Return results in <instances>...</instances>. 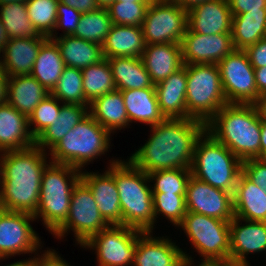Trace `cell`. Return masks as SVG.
<instances>
[{
	"instance_id": "6da1fadb",
	"label": "cell",
	"mask_w": 266,
	"mask_h": 266,
	"mask_svg": "<svg viewBox=\"0 0 266 266\" xmlns=\"http://www.w3.org/2000/svg\"><path fill=\"white\" fill-rule=\"evenodd\" d=\"M150 135L127 158L146 173L157 170H190L195 146L206 131V123L194 119H168L149 127Z\"/></svg>"
},
{
	"instance_id": "7a4b0ae2",
	"label": "cell",
	"mask_w": 266,
	"mask_h": 266,
	"mask_svg": "<svg viewBox=\"0 0 266 266\" xmlns=\"http://www.w3.org/2000/svg\"><path fill=\"white\" fill-rule=\"evenodd\" d=\"M50 162L49 154L36 145L0 153V209L34 214L42 173Z\"/></svg>"
},
{
	"instance_id": "3957f363",
	"label": "cell",
	"mask_w": 266,
	"mask_h": 266,
	"mask_svg": "<svg viewBox=\"0 0 266 266\" xmlns=\"http://www.w3.org/2000/svg\"><path fill=\"white\" fill-rule=\"evenodd\" d=\"M261 123L253 104H226L206 123V132L241 161L260 159Z\"/></svg>"
},
{
	"instance_id": "277c9868",
	"label": "cell",
	"mask_w": 266,
	"mask_h": 266,
	"mask_svg": "<svg viewBox=\"0 0 266 266\" xmlns=\"http://www.w3.org/2000/svg\"><path fill=\"white\" fill-rule=\"evenodd\" d=\"M119 158L113 163V178L120 198L122 226L141 232H156L153 193L148 174L128 159Z\"/></svg>"
},
{
	"instance_id": "5b68a950",
	"label": "cell",
	"mask_w": 266,
	"mask_h": 266,
	"mask_svg": "<svg viewBox=\"0 0 266 266\" xmlns=\"http://www.w3.org/2000/svg\"><path fill=\"white\" fill-rule=\"evenodd\" d=\"M112 136L88 113L48 152L49 158L53 163L84 170L102 156L107 157Z\"/></svg>"
},
{
	"instance_id": "8992f818",
	"label": "cell",
	"mask_w": 266,
	"mask_h": 266,
	"mask_svg": "<svg viewBox=\"0 0 266 266\" xmlns=\"http://www.w3.org/2000/svg\"><path fill=\"white\" fill-rule=\"evenodd\" d=\"M80 179L81 170L73 166L50 162L45 167L38 207L33 215L49 234L52 235L68 218L73 187Z\"/></svg>"
},
{
	"instance_id": "52a82bcc",
	"label": "cell",
	"mask_w": 266,
	"mask_h": 266,
	"mask_svg": "<svg viewBox=\"0 0 266 266\" xmlns=\"http://www.w3.org/2000/svg\"><path fill=\"white\" fill-rule=\"evenodd\" d=\"M190 170L196 179L233 194L242 161L205 131L196 143Z\"/></svg>"
},
{
	"instance_id": "ba28073f",
	"label": "cell",
	"mask_w": 266,
	"mask_h": 266,
	"mask_svg": "<svg viewBox=\"0 0 266 266\" xmlns=\"http://www.w3.org/2000/svg\"><path fill=\"white\" fill-rule=\"evenodd\" d=\"M230 222L209 217L194 212H186L182 222L176 227L187 237L193 247L190 254L188 249H182L183 256L200 260H215L230 263ZM195 249V250H194ZM186 250V251H185Z\"/></svg>"
},
{
	"instance_id": "9c48e42d",
	"label": "cell",
	"mask_w": 266,
	"mask_h": 266,
	"mask_svg": "<svg viewBox=\"0 0 266 266\" xmlns=\"http://www.w3.org/2000/svg\"><path fill=\"white\" fill-rule=\"evenodd\" d=\"M186 117L207 123L228 104L218 64L186 65Z\"/></svg>"
},
{
	"instance_id": "30bf717a",
	"label": "cell",
	"mask_w": 266,
	"mask_h": 266,
	"mask_svg": "<svg viewBox=\"0 0 266 266\" xmlns=\"http://www.w3.org/2000/svg\"><path fill=\"white\" fill-rule=\"evenodd\" d=\"M109 226L100 214L90 188L80 179L73 187L68 218L52 236L59 241H66L65 238L73 232L74 245L80 248L92 236Z\"/></svg>"
},
{
	"instance_id": "8fae6325",
	"label": "cell",
	"mask_w": 266,
	"mask_h": 266,
	"mask_svg": "<svg viewBox=\"0 0 266 266\" xmlns=\"http://www.w3.org/2000/svg\"><path fill=\"white\" fill-rule=\"evenodd\" d=\"M34 221L33 214L0 209V259L39 255L47 249L32 225Z\"/></svg>"
},
{
	"instance_id": "7c38bea8",
	"label": "cell",
	"mask_w": 266,
	"mask_h": 266,
	"mask_svg": "<svg viewBox=\"0 0 266 266\" xmlns=\"http://www.w3.org/2000/svg\"><path fill=\"white\" fill-rule=\"evenodd\" d=\"M141 27L146 45L180 44L188 27L187 10L171 0H152Z\"/></svg>"
},
{
	"instance_id": "4fadbf2b",
	"label": "cell",
	"mask_w": 266,
	"mask_h": 266,
	"mask_svg": "<svg viewBox=\"0 0 266 266\" xmlns=\"http://www.w3.org/2000/svg\"><path fill=\"white\" fill-rule=\"evenodd\" d=\"M140 233L134 228L110 225L92 236L80 248L92 250L98 266H133Z\"/></svg>"
},
{
	"instance_id": "5bb4252c",
	"label": "cell",
	"mask_w": 266,
	"mask_h": 266,
	"mask_svg": "<svg viewBox=\"0 0 266 266\" xmlns=\"http://www.w3.org/2000/svg\"><path fill=\"white\" fill-rule=\"evenodd\" d=\"M221 82L228 104H253L259 96L254 68L244 50H234L219 63Z\"/></svg>"
},
{
	"instance_id": "9a60e30c",
	"label": "cell",
	"mask_w": 266,
	"mask_h": 266,
	"mask_svg": "<svg viewBox=\"0 0 266 266\" xmlns=\"http://www.w3.org/2000/svg\"><path fill=\"white\" fill-rule=\"evenodd\" d=\"M187 212L206 215L224 221H231L234 215L233 194L215 188L190 176L185 194Z\"/></svg>"
},
{
	"instance_id": "2e32d148",
	"label": "cell",
	"mask_w": 266,
	"mask_h": 266,
	"mask_svg": "<svg viewBox=\"0 0 266 266\" xmlns=\"http://www.w3.org/2000/svg\"><path fill=\"white\" fill-rule=\"evenodd\" d=\"M229 229L231 266H251L249 255L264 253L266 256V222L234 217Z\"/></svg>"
},
{
	"instance_id": "e0dca14e",
	"label": "cell",
	"mask_w": 266,
	"mask_h": 266,
	"mask_svg": "<svg viewBox=\"0 0 266 266\" xmlns=\"http://www.w3.org/2000/svg\"><path fill=\"white\" fill-rule=\"evenodd\" d=\"M107 168L101 171L81 170V180L90 188L100 214L109 225H122V210L116 183L113 178V163L119 158H110Z\"/></svg>"
},
{
	"instance_id": "ac0fdd59",
	"label": "cell",
	"mask_w": 266,
	"mask_h": 266,
	"mask_svg": "<svg viewBox=\"0 0 266 266\" xmlns=\"http://www.w3.org/2000/svg\"><path fill=\"white\" fill-rule=\"evenodd\" d=\"M180 44L186 65L218 64L235 50L231 34L204 35L188 27Z\"/></svg>"
},
{
	"instance_id": "d6986e66",
	"label": "cell",
	"mask_w": 266,
	"mask_h": 266,
	"mask_svg": "<svg viewBox=\"0 0 266 266\" xmlns=\"http://www.w3.org/2000/svg\"><path fill=\"white\" fill-rule=\"evenodd\" d=\"M153 234L155 232L138 235L133 266H179L184 257L181 245L170 235Z\"/></svg>"
},
{
	"instance_id": "ffe728a7",
	"label": "cell",
	"mask_w": 266,
	"mask_h": 266,
	"mask_svg": "<svg viewBox=\"0 0 266 266\" xmlns=\"http://www.w3.org/2000/svg\"><path fill=\"white\" fill-rule=\"evenodd\" d=\"M188 28L204 35L231 34L232 14L227 0H209L187 10Z\"/></svg>"
},
{
	"instance_id": "44dd1931",
	"label": "cell",
	"mask_w": 266,
	"mask_h": 266,
	"mask_svg": "<svg viewBox=\"0 0 266 266\" xmlns=\"http://www.w3.org/2000/svg\"><path fill=\"white\" fill-rule=\"evenodd\" d=\"M47 38L40 35L33 38L9 39L0 55V65L8 77L30 75L38 51Z\"/></svg>"
},
{
	"instance_id": "7402d4cb",
	"label": "cell",
	"mask_w": 266,
	"mask_h": 266,
	"mask_svg": "<svg viewBox=\"0 0 266 266\" xmlns=\"http://www.w3.org/2000/svg\"><path fill=\"white\" fill-rule=\"evenodd\" d=\"M34 145L28 118L8 102L0 104V153L24 150Z\"/></svg>"
},
{
	"instance_id": "603a6c76",
	"label": "cell",
	"mask_w": 266,
	"mask_h": 266,
	"mask_svg": "<svg viewBox=\"0 0 266 266\" xmlns=\"http://www.w3.org/2000/svg\"><path fill=\"white\" fill-rule=\"evenodd\" d=\"M159 109L168 119H186V64L155 86Z\"/></svg>"
},
{
	"instance_id": "cb8c5ba5",
	"label": "cell",
	"mask_w": 266,
	"mask_h": 266,
	"mask_svg": "<svg viewBox=\"0 0 266 266\" xmlns=\"http://www.w3.org/2000/svg\"><path fill=\"white\" fill-rule=\"evenodd\" d=\"M141 60L154 85L184 66L181 44L146 45Z\"/></svg>"
},
{
	"instance_id": "d4e9b609",
	"label": "cell",
	"mask_w": 266,
	"mask_h": 266,
	"mask_svg": "<svg viewBox=\"0 0 266 266\" xmlns=\"http://www.w3.org/2000/svg\"><path fill=\"white\" fill-rule=\"evenodd\" d=\"M233 207L235 217L266 222V192L242 172L239 174L233 193Z\"/></svg>"
},
{
	"instance_id": "484cf974",
	"label": "cell",
	"mask_w": 266,
	"mask_h": 266,
	"mask_svg": "<svg viewBox=\"0 0 266 266\" xmlns=\"http://www.w3.org/2000/svg\"><path fill=\"white\" fill-rule=\"evenodd\" d=\"M146 47L142 27L112 24L102 45L104 58H141Z\"/></svg>"
},
{
	"instance_id": "4316f807",
	"label": "cell",
	"mask_w": 266,
	"mask_h": 266,
	"mask_svg": "<svg viewBox=\"0 0 266 266\" xmlns=\"http://www.w3.org/2000/svg\"><path fill=\"white\" fill-rule=\"evenodd\" d=\"M129 124H144L148 127L161 123L165 117L162 115L155 88L121 90Z\"/></svg>"
},
{
	"instance_id": "83f0119b",
	"label": "cell",
	"mask_w": 266,
	"mask_h": 266,
	"mask_svg": "<svg viewBox=\"0 0 266 266\" xmlns=\"http://www.w3.org/2000/svg\"><path fill=\"white\" fill-rule=\"evenodd\" d=\"M88 113L112 135L126 128H132L120 90L106 93L94 99L89 104Z\"/></svg>"
},
{
	"instance_id": "f1b7e54d",
	"label": "cell",
	"mask_w": 266,
	"mask_h": 266,
	"mask_svg": "<svg viewBox=\"0 0 266 266\" xmlns=\"http://www.w3.org/2000/svg\"><path fill=\"white\" fill-rule=\"evenodd\" d=\"M50 92L31 75L10 76L7 102L27 118Z\"/></svg>"
},
{
	"instance_id": "f546056e",
	"label": "cell",
	"mask_w": 266,
	"mask_h": 266,
	"mask_svg": "<svg viewBox=\"0 0 266 266\" xmlns=\"http://www.w3.org/2000/svg\"><path fill=\"white\" fill-rule=\"evenodd\" d=\"M60 50L65 66L84 69L104 59L102 46L73 35L51 38Z\"/></svg>"
},
{
	"instance_id": "4dcf8cb0",
	"label": "cell",
	"mask_w": 266,
	"mask_h": 266,
	"mask_svg": "<svg viewBox=\"0 0 266 266\" xmlns=\"http://www.w3.org/2000/svg\"><path fill=\"white\" fill-rule=\"evenodd\" d=\"M65 67L57 43L48 37L38 51L30 75L51 92Z\"/></svg>"
},
{
	"instance_id": "1f68e13d",
	"label": "cell",
	"mask_w": 266,
	"mask_h": 266,
	"mask_svg": "<svg viewBox=\"0 0 266 266\" xmlns=\"http://www.w3.org/2000/svg\"><path fill=\"white\" fill-rule=\"evenodd\" d=\"M116 90L155 88L141 58L113 57L107 59Z\"/></svg>"
},
{
	"instance_id": "d6a6232c",
	"label": "cell",
	"mask_w": 266,
	"mask_h": 266,
	"mask_svg": "<svg viewBox=\"0 0 266 266\" xmlns=\"http://www.w3.org/2000/svg\"><path fill=\"white\" fill-rule=\"evenodd\" d=\"M87 114V106L63 104L59 118L35 139V145L48 153Z\"/></svg>"
},
{
	"instance_id": "836d02e7",
	"label": "cell",
	"mask_w": 266,
	"mask_h": 266,
	"mask_svg": "<svg viewBox=\"0 0 266 266\" xmlns=\"http://www.w3.org/2000/svg\"><path fill=\"white\" fill-rule=\"evenodd\" d=\"M231 36L235 50H245L266 37V11L232 15Z\"/></svg>"
},
{
	"instance_id": "e575fe53",
	"label": "cell",
	"mask_w": 266,
	"mask_h": 266,
	"mask_svg": "<svg viewBox=\"0 0 266 266\" xmlns=\"http://www.w3.org/2000/svg\"><path fill=\"white\" fill-rule=\"evenodd\" d=\"M85 100L90 104L97 97L116 90L111 66L106 58L82 69Z\"/></svg>"
},
{
	"instance_id": "d590c367",
	"label": "cell",
	"mask_w": 266,
	"mask_h": 266,
	"mask_svg": "<svg viewBox=\"0 0 266 266\" xmlns=\"http://www.w3.org/2000/svg\"><path fill=\"white\" fill-rule=\"evenodd\" d=\"M0 19L9 39L40 36L27 15L26 4L15 2L0 5Z\"/></svg>"
},
{
	"instance_id": "8d00e7d4",
	"label": "cell",
	"mask_w": 266,
	"mask_h": 266,
	"mask_svg": "<svg viewBox=\"0 0 266 266\" xmlns=\"http://www.w3.org/2000/svg\"><path fill=\"white\" fill-rule=\"evenodd\" d=\"M112 21L107 8L82 13L74 37L103 45Z\"/></svg>"
},
{
	"instance_id": "74e56055",
	"label": "cell",
	"mask_w": 266,
	"mask_h": 266,
	"mask_svg": "<svg viewBox=\"0 0 266 266\" xmlns=\"http://www.w3.org/2000/svg\"><path fill=\"white\" fill-rule=\"evenodd\" d=\"M50 94L63 104H79L89 108L83 91L81 69L66 66Z\"/></svg>"
},
{
	"instance_id": "f35d334b",
	"label": "cell",
	"mask_w": 266,
	"mask_h": 266,
	"mask_svg": "<svg viewBox=\"0 0 266 266\" xmlns=\"http://www.w3.org/2000/svg\"><path fill=\"white\" fill-rule=\"evenodd\" d=\"M152 193L186 194L191 170L168 169L147 173Z\"/></svg>"
},
{
	"instance_id": "ab89813d",
	"label": "cell",
	"mask_w": 266,
	"mask_h": 266,
	"mask_svg": "<svg viewBox=\"0 0 266 266\" xmlns=\"http://www.w3.org/2000/svg\"><path fill=\"white\" fill-rule=\"evenodd\" d=\"M58 0H29L26 3L27 15L40 35L50 37L57 21Z\"/></svg>"
},
{
	"instance_id": "60d3db41",
	"label": "cell",
	"mask_w": 266,
	"mask_h": 266,
	"mask_svg": "<svg viewBox=\"0 0 266 266\" xmlns=\"http://www.w3.org/2000/svg\"><path fill=\"white\" fill-rule=\"evenodd\" d=\"M153 211L155 226L159 222V219L164 217L176 229L187 212L185 194L153 193ZM159 216L162 217L160 218Z\"/></svg>"
},
{
	"instance_id": "b9f144b4",
	"label": "cell",
	"mask_w": 266,
	"mask_h": 266,
	"mask_svg": "<svg viewBox=\"0 0 266 266\" xmlns=\"http://www.w3.org/2000/svg\"><path fill=\"white\" fill-rule=\"evenodd\" d=\"M61 103L56 97L49 94L34 109L28 118V127L31 136L36 139L53 122L59 118Z\"/></svg>"
},
{
	"instance_id": "7bdbcfd3",
	"label": "cell",
	"mask_w": 266,
	"mask_h": 266,
	"mask_svg": "<svg viewBox=\"0 0 266 266\" xmlns=\"http://www.w3.org/2000/svg\"><path fill=\"white\" fill-rule=\"evenodd\" d=\"M150 2H113L107 9L116 25L141 27Z\"/></svg>"
},
{
	"instance_id": "ee69618b",
	"label": "cell",
	"mask_w": 266,
	"mask_h": 266,
	"mask_svg": "<svg viewBox=\"0 0 266 266\" xmlns=\"http://www.w3.org/2000/svg\"><path fill=\"white\" fill-rule=\"evenodd\" d=\"M81 15L82 13L74 8L58 3L56 25L53 34L49 38L73 35L77 29ZM59 31L62 33H59Z\"/></svg>"
},
{
	"instance_id": "f6af8a7d",
	"label": "cell",
	"mask_w": 266,
	"mask_h": 266,
	"mask_svg": "<svg viewBox=\"0 0 266 266\" xmlns=\"http://www.w3.org/2000/svg\"><path fill=\"white\" fill-rule=\"evenodd\" d=\"M242 173L266 192V159L252 158L242 161Z\"/></svg>"
},
{
	"instance_id": "bcb514c9",
	"label": "cell",
	"mask_w": 266,
	"mask_h": 266,
	"mask_svg": "<svg viewBox=\"0 0 266 266\" xmlns=\"http://www.w3.org/2000/svg\"><path fill=\"white\" fill-rule=\"evenodd\" d=\"M232 15L250 11H266V0H227Z\"/></svg>"
},
{
	"instance_id": "7dc6e473",
	"label": "cell",
	"mask_w": 266,
	"mask_h": 266,
	"mask_svg": "<svg viewBox=\"0 0 266 266\" xmlns=\"http://www.w3.org/2000/svg\"><path fill=\"white\" fill-rule=\"evenodd\" d=\"M254 69L266 66V37L244 50Z\"/></svg>"
},
{
	"instance_id": "c3c4849f",
	"label": "cell",
	"mask_w": 266,
	"mask_h": 266,
	"mask_svg": "<svg viewBox=\"0 0 266 266\" xmlns=\"http://www.w3.org/2000/svg\"><path fill=\"white\" fill-rule=\"evenodd\" d=\"M58 253L55 248H48L44 252L39 254V262L37 266H73L70 265L63 257Z\"/></svg>"
},
{
	"instance_id": "681fc988",
	"label": "cell",
	"mask_w": 266,
	"mask_h": 266,
	"mask_svg": "<svg viewBox=\"0 0 266 266\" xmlns=\"http://www.w3.org/2000/svg\"><path fill=\"white\" fill-rule=\"evenodd\" d=\"M58 2L68 5L81 13L91 12L100 8L96 0H58Z\"/></svg>"
},
{
	"instance_id": "f907efd6",
	"label": "cell",
	"mask_w": 266,
	"mask_h": 266,
	"mask_svg": "<svg viewBox=\"0 0 266 266\" xmlns=\"http://www.w3.org/2000/svg\"><path fill=\"white\" fill-rule=\"evenodd\" d=\"M194 260L193 258L183 257L179 266H231L230 263L215 260ZM201 261V262H200Z\"/></svg>"
},
{
	"instance_id": "816d5d0a",
	"label": "cell",
	"mask_w": 266,
	"mask_h": 266,
	"mask_svg": "<svg viewBox=\"0 0 266 266\" xmlns=\"http://www.w3.org/2000/svg\"><path fill=\"white\" fill-rule=\"evenodd\" d=\"M254 73L259 95L266 93V66L254 69Z\"/></svg>"
},
{
	"instance_id": "f5cc1de1",
	"label": "cell",
	"mask_w": 266,
	"mask_h": 266,
	"mask_svg": "<svg viewBox=\"0 0 266 266\" xmlns=\"http://www.w3.org/2000/svg\"><path fill=\"white\" fill-rule=\"evenodd\" d=\"M9 77L0 65V104L7 102Z\"/></svg>"
},
{
	"instance_id": "db71d44e",
	"label": "cell",
	"mask_w": 266,
	"mask_h": 266,
	"mask_svg": "<svg viewBox=\"0 0 266 266\" xmlns=\"http://www.w3.org/2000/svg\"><path fill=\"white\" fill-rule=\"evenodd\" d=\"M261 122H266V93L260 94L253 103Z\"/></svg>"
},
{
	"instance_id": "11a10c76",
	"label": "cell",
	"mask_w": 266,
	"mask_h": 266,
	"mask_svg": "<svg viewBox=\"0 0 266 266\" xmlns=\"http://www.w3.org/2000/svg\"><path fill=\"white\" fill-rule=\"evenodd\" d=\"M39 262V255H30V257L27 256V258L25 259H21L18 261L14 262H8V264L6 265H0V266H37Z\"/></svg>"
},
{
	"instance_id": "9f6ffc18",
	"label": "cell",
	"mask_w": 266,
	"mask_h": 266,
	"mask_svg": "<svg viewBox=\"0 0 266 266\" xmlns=\"http://www.w3.org/2000/svg\"><path fill=\"white\" fill-rule=\"evenodd\" d=\"M260 159H266V122L261 123Z\"/></svg>"
},
{
	"instance_id": "6f0895ef",
	"label": "cell",
	"mask_w": 266,
	"mask_h": 266,
	"mask_svg": "<svg viewBox=\"0 0 266 266\" xmlns=\"http://www.w3.org/2000/svg\"><path fill=\"white\" fill-rule=\"evenodd\" d=\"M8 42H9V37H8L6 29H5V27L2 24V21L0 19V55L4 51V48Z\"/></svg>"
},
{
	"instance_id": "680465c9",
	"label": "cell",
	"mask_w": 266,
	"mask_h": 266,
	"mask_svg": "<svg viewBox=\"0 0 266 266\" xmlns=\"http://www.w3.org/2000/svg\"><path fill=\"white\" fill-rule=\"evenodd\" d=\"M171 1L177 3L182 8H185L186 10H189L194 5L202 3L204 1H209V0H171Z\"/></svg>"
},
{
	"instance_id": "91938a15",
	"label": "cell",
	"mask_w": 266,
	"mask_h": 266,
	"mask_svg": "<svg viewBox=\"0 0 266 266\" xmlns=\"http://www.w3.org/2000/svg\"><path fill=\"white\" fill-rule=\"evenodd\" d=\"M100 8H108L114 0H96Z\"/></svg>"
},
{
	"instance_id": "94428289",
	"label": "cell",
	"mask_w": 266,
	"mask_h": 266,
	"mask_svg": "<svg viewBox=\"0 0 266 266\" xmlns=\"http://www.w3.org/2000/svg\"><path fill=\"white\" fill-rule=\"evenodd\" d=\"M29 0H0V5L7 4V3H23L26 4Z\"/></svg>"
},
{
	"instance_id": "6125c7cd",
	"label": "cell",
	"mask_w": 266,
	"mask_h": 266,
	"mask_svg": "<svg viewBox=\"0 0 266 266\" xmlns=\"http://www.w3.org/2000/svg\"><path fill=\"white\" fill-rule=\"evenodd\" d=\"M152 0H114V2H151Z\"/></svg>"
},
{
	"instance_id": "be15d7a7",
	"label": "cell",
	"mask_w": 266,
	"mask_h": 266,
	"mask_svg": "<svg viewBox=\"0 0 266 266\" xmlns=\"http://www.w3.org/2000/svg\"><path fill=\"white\" fill-rule=\"evenodd\" d=\"M7 259L9 260V259H11V258H1V259H0V263H2L3 261H4V262L7 261Z\"/></svg>"
}]
</instances>
